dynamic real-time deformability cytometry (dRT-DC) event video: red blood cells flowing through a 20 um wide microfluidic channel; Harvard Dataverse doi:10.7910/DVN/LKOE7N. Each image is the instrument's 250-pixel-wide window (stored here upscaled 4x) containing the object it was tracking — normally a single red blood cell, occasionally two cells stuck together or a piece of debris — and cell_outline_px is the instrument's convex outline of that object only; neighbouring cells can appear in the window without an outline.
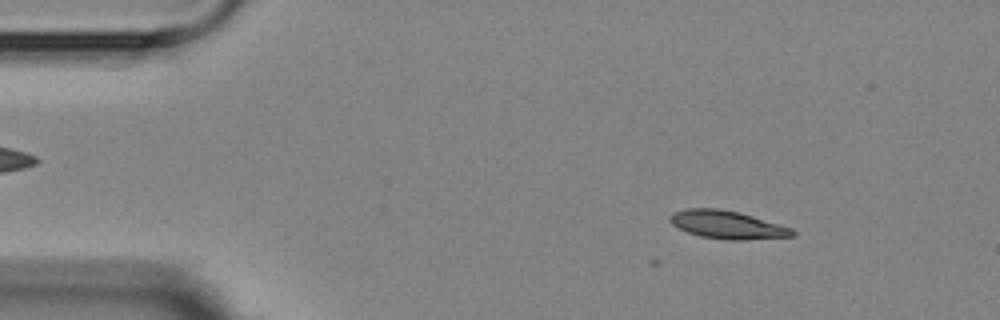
{"species": "Egyptian fruit bat (a non-hibernating species)", "species_latin": "Rousettus aegyptiacus", "temperature_condition": "room temperature", "stored_images_in_passage": 4, "camera_frame_rate_fps": 3000, "um_per_image_px": 0.085, "animal": {"sex": "female"}, "frame": {"image": 1, "passage_image": 2, "time_ms": 1.333, "image_size_px": [1000, 320], "cell_outline_px": [[796, 236], [748, 240], [728, 240], [700, 236], [688, 232], [672, 224], [668, 220], [668, 216], [672, 212], [688, 208], [720, 208], [740, 212], [792, 228], [796, 232]], "centroid_in_image_um": [61.82, 19.1], "position_along_channel_um": 23.2, "area_um2": 20.23}}